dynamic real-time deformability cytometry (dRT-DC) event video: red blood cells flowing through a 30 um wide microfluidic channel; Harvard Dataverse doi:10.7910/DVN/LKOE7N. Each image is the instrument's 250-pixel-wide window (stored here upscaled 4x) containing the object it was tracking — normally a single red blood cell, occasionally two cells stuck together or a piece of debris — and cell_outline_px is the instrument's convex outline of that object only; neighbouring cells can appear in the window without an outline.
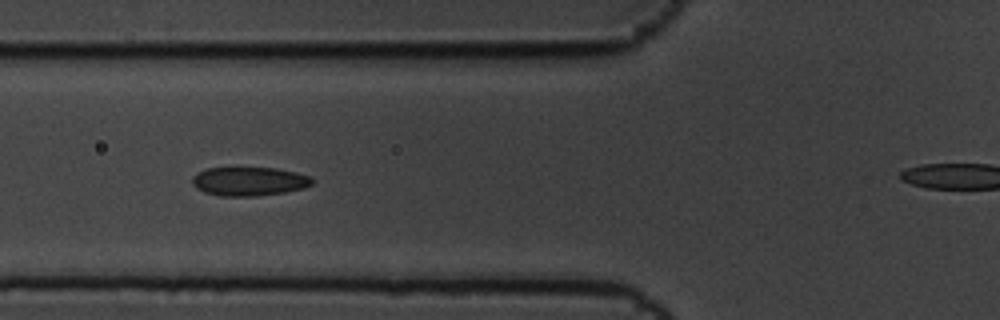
{"species": "common noctule bat (a hibernating species)", "species_latin": "Nyctalus noctula", "temperature_condition": "cold", "stored_images_in_passage": 12, "camera_frame_rate_fps": 3000, "um_per_image_px": 0.085, "animal": {"sex": "male", "body_mass_g": 19.5, "forearm_length_mm": 54.6}, "frame": {"image": 1, "passage_image": 6, "time_ms": 1.667, "image_size_px": [1000, 320], "cell_outline_px": [[316, 180], [312, 184], [304, 188], [284, 192], [256, 196], [220, 196], [204, 192], [196, 188], [192, 184], [192, 176], [196, 172], [208, 168], [276, 168], [296, 172], [312, 176]], "centroid_in_image_um": [21.19, 15.41], "position_along_channel_um": 104.6, "area_um2": 20.35}}
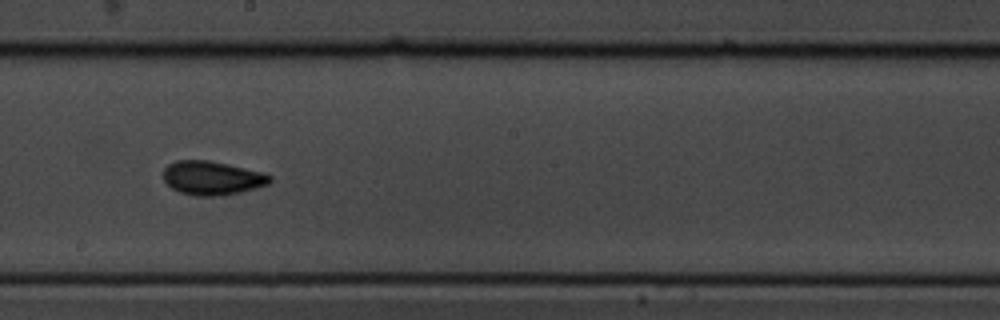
{"frame": {"image": 2, "passage_image": 9, "time_ms": 2.667, "image_size_px": [1000, 320], "cell_outline_px": [[272, 180], [268, 184], [256, 188], [240, 192], [220, 196], [196, 196], [180, 192], [172, 188], [164, 180], [164, 168], [168, 164], [176, 160], [208, 160], [228, 164], [264, 172], [272, 176]], "centroid_in_image_um": [18.05, 15.12], "position_along_channel_um": 230.2, "area_um2": 21.1}}
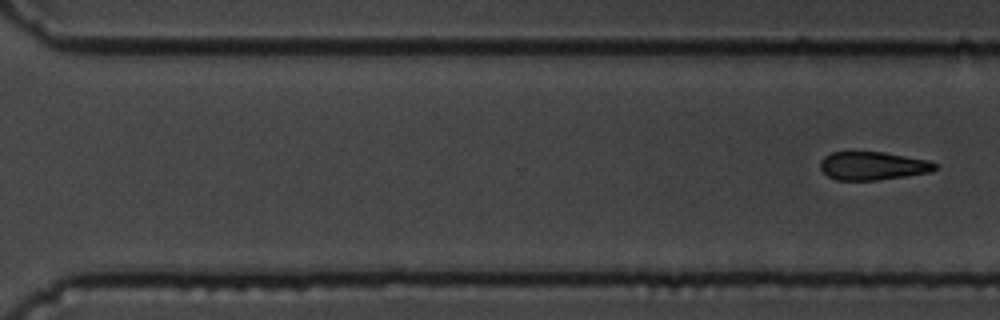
{"frame": {"image": 3, "passage_image": 12, "time_ms": 3.667, "image_size_px": [1000, 320], "cell_outline_px": [[940, 168], [932, 172], [876, 180], [836, 180], [828, 176], [820, 168], [820, 160], [824, 156], [832, 152], [884, 152], [928, 160], [936, 164]], "centroid_in_image_um": [74.2, 14.09], "position_along_channel_um": 296.4, "area_um2": 18.96}}